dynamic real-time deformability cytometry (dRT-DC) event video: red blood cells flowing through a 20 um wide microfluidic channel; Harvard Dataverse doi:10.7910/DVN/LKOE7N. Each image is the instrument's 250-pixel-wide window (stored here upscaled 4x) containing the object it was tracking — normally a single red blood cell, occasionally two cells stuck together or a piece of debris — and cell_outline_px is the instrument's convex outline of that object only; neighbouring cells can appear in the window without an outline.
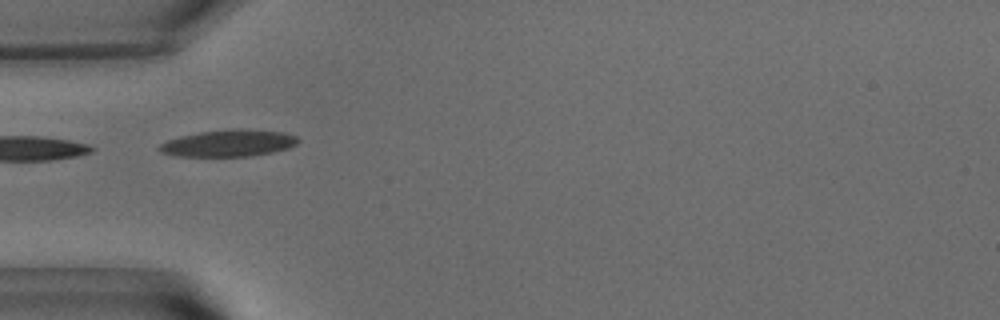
{"species": "common noctule bat (a hibernating species)", "species_latin": "Nyctalus noctula", "temperature_condition": "warm", "stored_images_in_passage": 8, "camera_frame_rate_fps": 3000, "um_per_image_px": 0.085, "animal": {"sex": "male", "body_mass_g": 15.6}, "frame": {"image": 1, "passage_image": 1, "time_ms": 0.0, "image_size_px": [1000, 320], "cell_outline_px": [[300, 140], [296, 144], [288, 148], [272, 152], [248, 156], [176, 156], [160, 152], [156, 148], [160, 144], [168, 140], [180, 136], [200, 132], [232, 128], [240, 128], [284, 132], [296, 136]], "centroid_in_image_um": [19.42, 12.16], "position_along_channel_um": 65.6, "area_um2": 21.73}}